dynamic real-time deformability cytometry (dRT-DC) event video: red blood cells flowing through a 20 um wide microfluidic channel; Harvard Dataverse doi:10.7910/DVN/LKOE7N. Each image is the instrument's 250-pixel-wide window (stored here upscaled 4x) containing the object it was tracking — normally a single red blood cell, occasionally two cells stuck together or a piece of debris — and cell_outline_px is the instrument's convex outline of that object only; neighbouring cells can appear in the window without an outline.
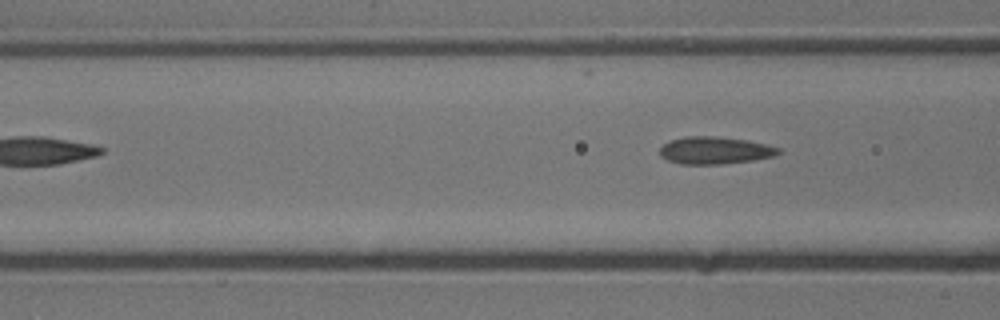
{"species": "common noctule bat (a hibernating species)", "species_latin": "Nyctalus noctula", "temperature_condition": "cold", "stored_images_in_passage": 5, "camera_frame_rate_fps": 3000, "um_per_image_px": 0.085, "animal": {"sex": "male", "body_mass_g": 13.3}, "frame": {"image": 1, "passage_image": 5, "time_ms": 1.333, "image_size_px": [1000, 320], "cell_outline_px": [[780, 152], [772, 156], [752, 160], [720, 164], [680, 164], [668, 160], [660, 156], [660, 148], [664, 144], [672, 140], [684, 136], [716, 136], [744, 140], [764, 144], [780, 148]], "centroid_in_image_um": [60.71, 12.78], "position_along_channel_um": 105.9, "area_um2": 18.61}}